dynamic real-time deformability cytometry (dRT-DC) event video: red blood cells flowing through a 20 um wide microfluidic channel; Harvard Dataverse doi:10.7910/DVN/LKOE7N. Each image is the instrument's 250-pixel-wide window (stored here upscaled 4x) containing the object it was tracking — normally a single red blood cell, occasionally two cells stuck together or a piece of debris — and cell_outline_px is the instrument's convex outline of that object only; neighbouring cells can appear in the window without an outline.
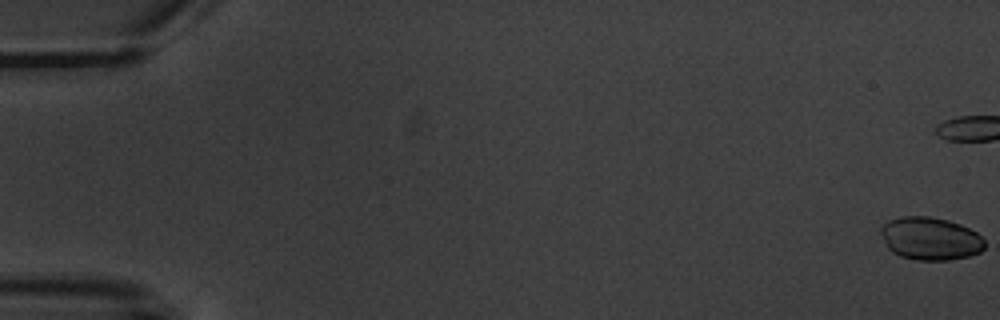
{"species": "common noctule bat (a hibernating species)", "species_latin": "Nyctalus noctula", "temperature_condition": "warm", "stored_images_in_passage": 6, "camera_frame_rate_fps": 3000, "um_per_image_px": 0.085, "animal": {"sex": "male", "body_mass_g": 20.1, "forearm_length_mm": 53.5}, "frame": {"image": 1, "passage_image": 1, "time_ms": 0.0, "image_size_px": [1000, 320], "cell_outline_px": [[984, 248], [980, 252], [968, 256], [948, 260], [916, 260], [900, 256], [892, 252], [888, 248], [880, 232], [880, 228], [888, 220], [900, 216], [928, 216], [948, 220], [960, 224], [976, 232], [984, 240]], "centroid_in_image_um": [79.06, 20.27], "position_along_channel_um": 5.9, "area_um2": 25.95}}